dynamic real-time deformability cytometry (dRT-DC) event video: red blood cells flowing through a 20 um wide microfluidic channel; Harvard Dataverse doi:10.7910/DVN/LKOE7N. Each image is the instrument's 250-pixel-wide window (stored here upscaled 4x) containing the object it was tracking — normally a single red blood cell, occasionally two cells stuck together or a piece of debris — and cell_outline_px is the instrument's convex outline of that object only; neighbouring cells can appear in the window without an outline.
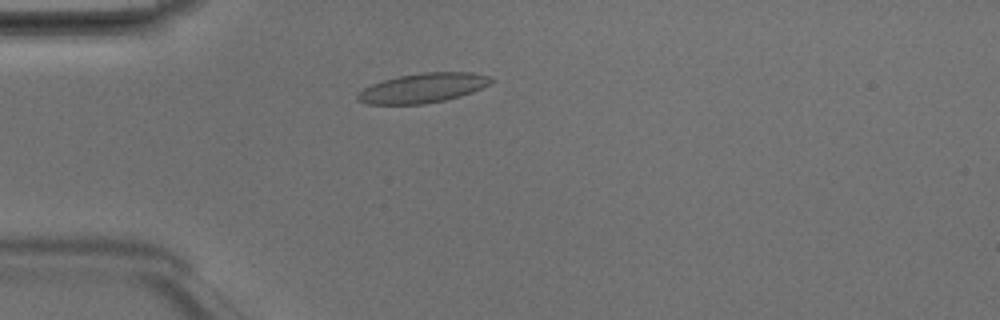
{"species": "Egyptian fruit bat (a non-hibernating species)", "species_latin": "Rousettus aegyptiacus", "temperature_condition": "room temperature", "stored_images_in_passage": 3, "camera_frame_rate_fps": 3000, "um_per_image_px": 0.085, "animal": {"sex": "male"}, "frame": {"image": 1, "passage_image": 2, "time_ms": 0.333, "image_size_px": [1000, 320], "cell_outline_px": [[496, 80], [472, 92], [460, 96], [444, 100], [424, 104], [368, 104], [356, 100], [356, 92], [372, 84], [384, 80], [400, 76], [424, 72], [472, 72], [488, 76]], "centroid_in_image_um": [35.92, 7.48], "position_along_channel_um": 49.1, "area_um2": 22.89}}